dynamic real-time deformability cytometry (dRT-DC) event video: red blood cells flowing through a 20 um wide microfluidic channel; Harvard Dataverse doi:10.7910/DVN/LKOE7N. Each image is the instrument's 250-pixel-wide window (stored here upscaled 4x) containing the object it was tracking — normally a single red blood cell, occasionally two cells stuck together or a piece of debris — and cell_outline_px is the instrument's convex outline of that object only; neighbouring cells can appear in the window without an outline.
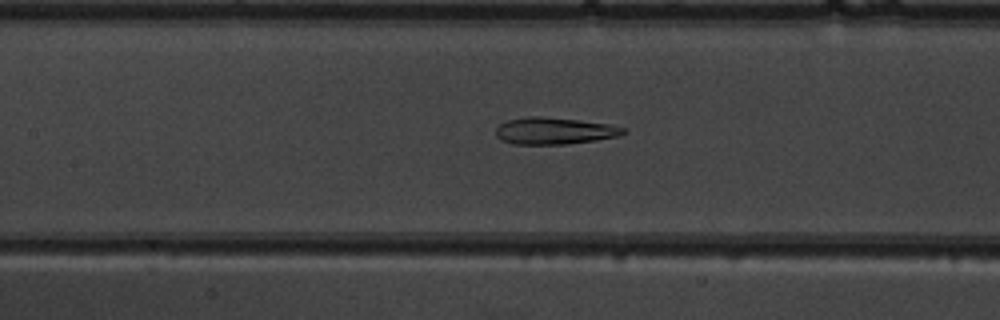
{"species": "common noctule bat (a hibernating species)", "species_latin": "Nyctalus noctula", "temperature_condition": "warm", "stored_images_in_passage": 26, "camera_frame_rate_fps": 3000, "um_per_image_px": 0.085, "animal": {"sex": "male", "body_mass_g": 19.5, "forearm_length_mm": 54.6}, "frame": {"image": 1, "passage_image": 22, "time_ms": 7.0, "image_size_px": [1000, 320], "cell_outline_px": [[628, 132], [620, 136], [596, 140], [568, 144], [512, 144], [500, 140], [496, 136], [496, 128], [500, 124], [508, 120], [528, 116], [540, 116], [580, 120], [608, 124], [624, 128]], "centroid_in_image_um": [47.12, 11.13], "position_along_channel_um": 160.3, "area_um2": 20.06}}